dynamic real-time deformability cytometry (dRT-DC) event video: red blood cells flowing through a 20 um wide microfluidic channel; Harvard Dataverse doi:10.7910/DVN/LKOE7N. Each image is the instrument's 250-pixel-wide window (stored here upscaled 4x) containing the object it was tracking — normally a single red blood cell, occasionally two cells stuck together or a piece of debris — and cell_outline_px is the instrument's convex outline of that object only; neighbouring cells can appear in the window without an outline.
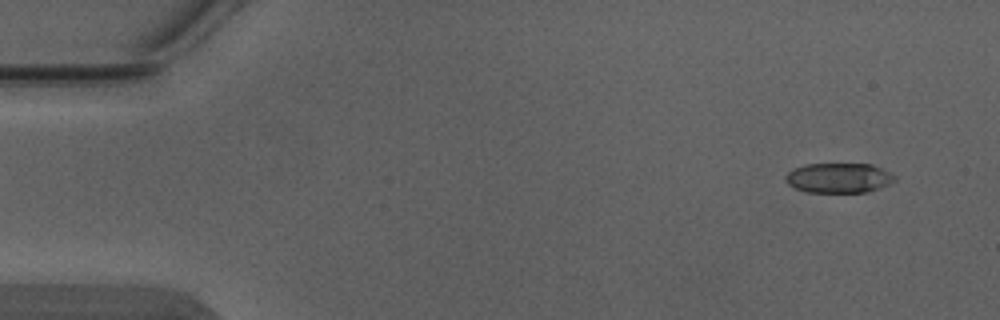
{"species": "Egyptian fruit bat (a non-hibernating species)", "species_latin": "Rousettus aegyptiacus", "temperature_condition": "warm", "stored_images_in_passage": 3, "camera_frame_rate_fps": 3000, "um_per_image_px": 0.085, "animal": {"sex": "male"}, "frame": {"image": 1, "passage_image": 1, "time_ms": 0.0, "image_size_px": [1000, 320], "cell_outline_px": [[896, 180], [880, 188], [868, 192], [808, 192], [796, 188], [788, 184], [784, 180], [784, 176], [792, 168], [804, 164], [872, 164], [896, 176]], "centroid_in_image_um": [71.26, 15.12], "position_along_channel_um": 13.7, "area_um2": 19.07}}
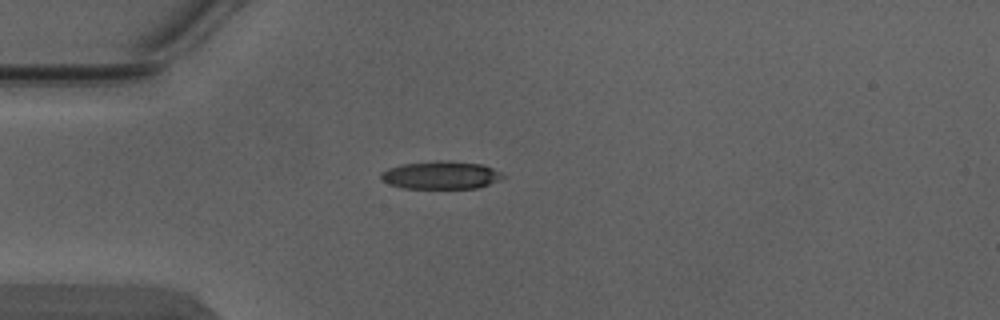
{"frame": {"image": 2, "passage_image": 3, "time_ms": 0.667, "image_size_px": [1000, 320], "cell_outline_px": [[508, 176], [500, 180], [476, 188], [404, 188], [388, 184], [380, 180], [380, 172], [388, 168], [404, 164], [436, 160], [448, 160], [480, 164], [492, 168]], "centroid_in_image_um": [37.46, 14.88], "position_along_channel_um": 47.5, "area_um2": 19.94}}